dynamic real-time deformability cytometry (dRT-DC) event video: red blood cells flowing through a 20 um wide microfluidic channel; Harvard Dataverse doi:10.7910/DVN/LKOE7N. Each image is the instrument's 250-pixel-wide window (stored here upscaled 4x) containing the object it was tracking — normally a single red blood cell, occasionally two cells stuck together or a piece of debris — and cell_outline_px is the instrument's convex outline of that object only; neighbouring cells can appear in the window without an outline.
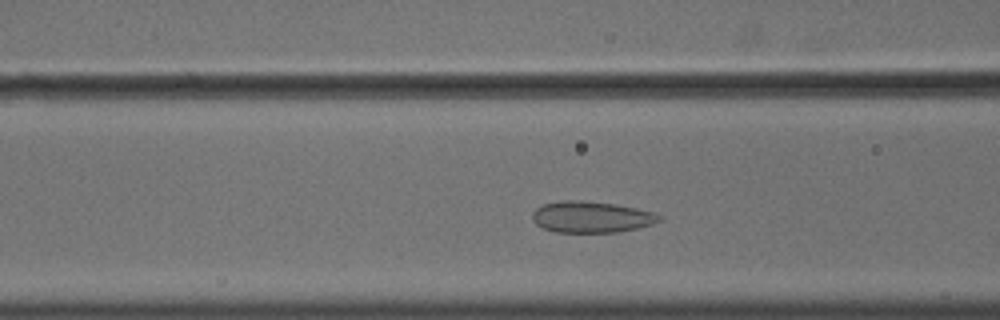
{"species": "common noctule bat (a hibernating species)", "species_latin": "Nyctalus noctula", "temperature_condition": "cold", "stored_images_in_passage": 41, "camera_frame_rate_fps": 3000, "um_per_image_px": 0.085, "animal": {"sex": "male", "body_mass_g": 18.8}, "frame": {"image": 1, "passage_image": 8, "time_ms": 2.333, "image_size_px": [1000, 320], "cell_outline_px": [[664, 220], [640, 228], [616, 232], [556, 232], [544, 228], [536, 224], [532, 220], [532, 212], [536, 208], [544, 204], [560, 200], [580, 200], [616, 204], [656, 212]], "centroid_in_image_um": [50.29, 18.44], "position_along_channel_um": 116.3, "area_um2": 23.35}}
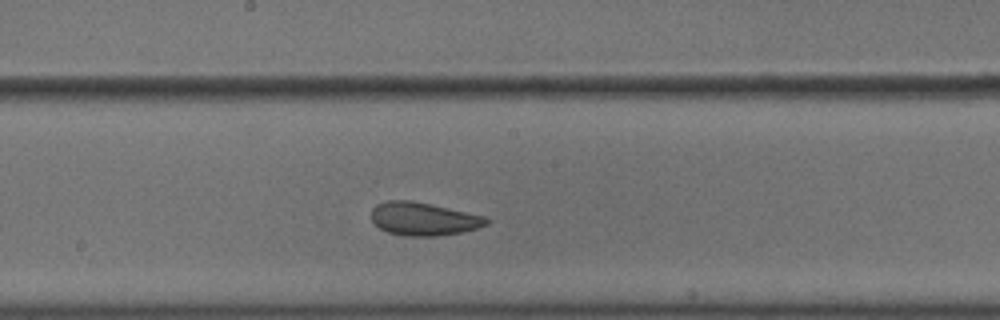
{"frame": {"image": 2, "passage_image": 16, "time_ms": 5.0, "image_size_px": [1000, 320], "cell_outline_px": [[492, 220], [488, 224], [464, 232], [436, 236], [404, 236], [388, 232], [380, 228], [372, 220], [372, 208], [376, 204], [388, 200], [412, 200], [432, 204], [484, 216]], "centroid_in_image_um": [36.01, 18.6], "position_along_channel_um": 212.2, "area_um2": 22.31}}
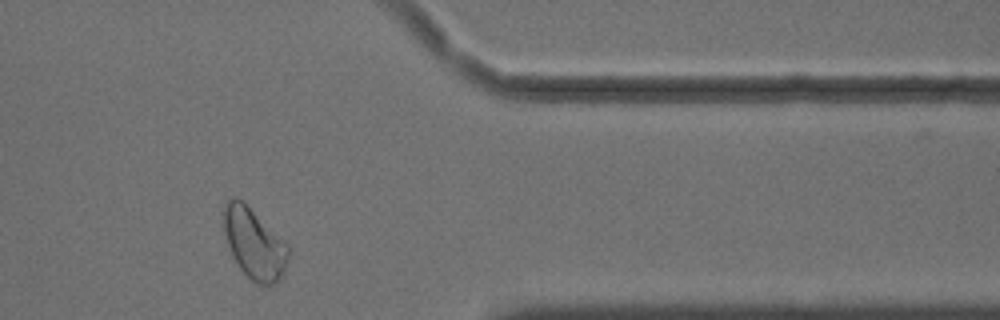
{"frame": {"image": 3, "passage_image": 32, "time_ms": 10.333, "image_size_px": [1000, 320], "cell_outline_px": [[288, 260], [280, 276], [272, 284], [260, 284], [252, 280], [240, 268], [232, 256], [224, 232], [224, 200], [232, 196], [236, 196], [288, 248]], "centroid_in_image_um": [21.52, 20.7], "position_along_channel_um": 389.9, "area_um2": 25.09}, "authors_computed_cell_mechanics": {"area_um2": 23.2934, "velocity_mm_per_s": 3.5884, "shape_relaxation_time_tau1_ms": 4.8155, "shape_relaxation_time_tau2_ms": 1.4002, "deformation_change_tau1": 0.0688, "deformation_change_tau2": 0.0672}}